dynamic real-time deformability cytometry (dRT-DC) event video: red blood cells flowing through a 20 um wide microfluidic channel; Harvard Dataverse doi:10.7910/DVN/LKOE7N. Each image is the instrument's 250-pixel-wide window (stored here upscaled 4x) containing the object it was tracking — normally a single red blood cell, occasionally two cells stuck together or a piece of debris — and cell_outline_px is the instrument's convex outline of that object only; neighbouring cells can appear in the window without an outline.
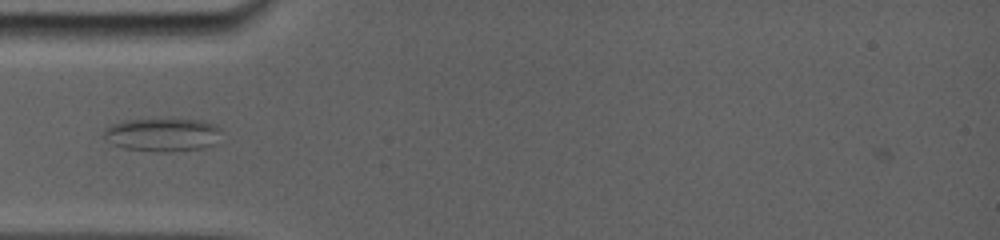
{"species": "common noctule bat (a hibernating species)", "species_latin": "Nyctalus noctula", "temperature_condition": "room temperature", "stored_images_in_passage": 21, "camera_frame_rate_fps": 5000, "um_per_image_px": 0.085, "animal": {"sex": "female", "body_mass_g": 19.0, "forearm_length_mm": 56.7}, "frame": {"image": 1, "passage_image": 8, "time_ms": 5.0, "image_size_px": [1000, 240], "cell_outline_px": [[212, 128], [204, 144], [200, 148], [164, 152], [128, 148], [116, 144], [108, 132], [112, 128], [128, 120], [200, 120], [208, 124]], "centroid_in_image_um": [13.7, 11.45], "position_along_channel_um": 71.3, "area_um2": 19.54}}
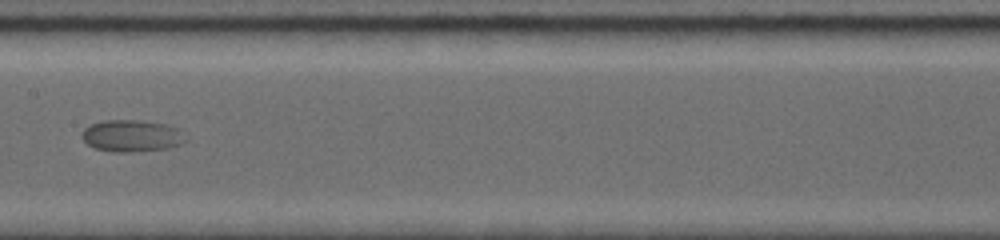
{"frame": {"image": 2, "passage_image": 11, "time_ms": 8.4, "image_size_px": [1000, 240], "cell_outline_px": [[176, 144], [164, 148], [132, 152], [112, 152], [96, 148], [88, 144], [84, 140], [84, 128], [92, 124], [104, 120], [132, 120], [164, 124], [172, 128]], "centroid_in_image_um": [10.94, 11.55], "position_along_channel_um": 196.5, "area_um2": 17.63}}
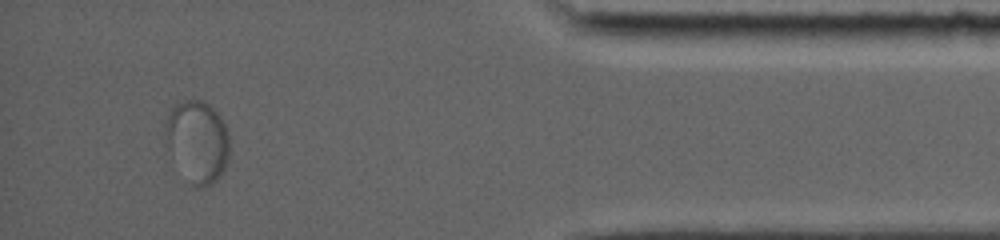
{"frame": {"image": 3, "passage_image": 19, "time_ms": 15.4, "image_size_px": [1000, 240], "cell_outline_px": [[228, 160], [224, 172], [208, 188], [196, 188], [168, 148], [164, 128], [168, 116], [172, 108], [176, 104], [184, 100], [200, 100], [208, 104], [220, 116], [228, 132]], "centroid_in_image_um": [16.82, 12.01], "position_along_channel_um": 418.4, "area_um2": 30.0}}